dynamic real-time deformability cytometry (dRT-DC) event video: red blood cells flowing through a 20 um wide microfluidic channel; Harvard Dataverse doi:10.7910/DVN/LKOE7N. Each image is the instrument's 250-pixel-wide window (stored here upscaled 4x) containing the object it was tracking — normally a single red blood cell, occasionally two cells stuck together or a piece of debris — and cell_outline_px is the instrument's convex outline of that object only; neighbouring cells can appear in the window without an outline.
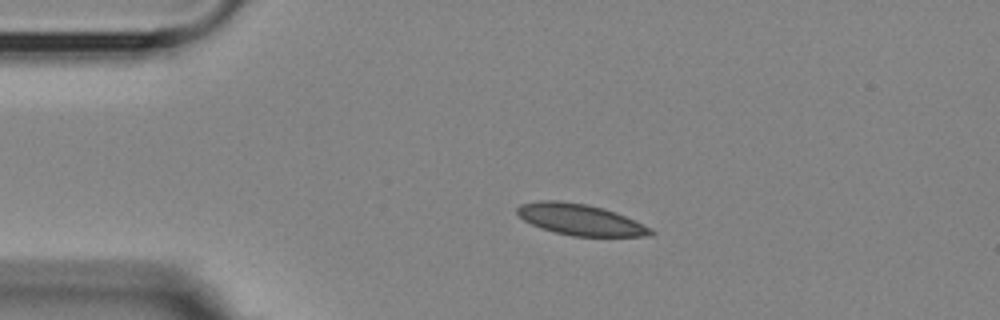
{"species": "Egyptian fruit bat (a non-hibernating species)", "species_latin": "Rousettus aegyptiacus", "temperature_condition": "room temperature", "stored_images_in_passage": 45, "camera_frame_rate_fps": 3000, "um_per_image_px": 0.085, "animal": {"sex": "female"}, "frame": {"image": 1, "passage_image": 1, "time_ms": 0.0, "image_size_px": [1000, 320], "cell_outline_px": [[656, 232], [652, 236], [572, 236], [540, 228], [524, 220], [516, 212], [516, 208], [520, 204], [536, 200], [560, 200], [588, 204], [604, 208], [624, 216], [652, 228]], "centroid_in_image_um": [49.31, 18.66], "position_along_channel_um": 35.7, "area_um2": 24.33}}
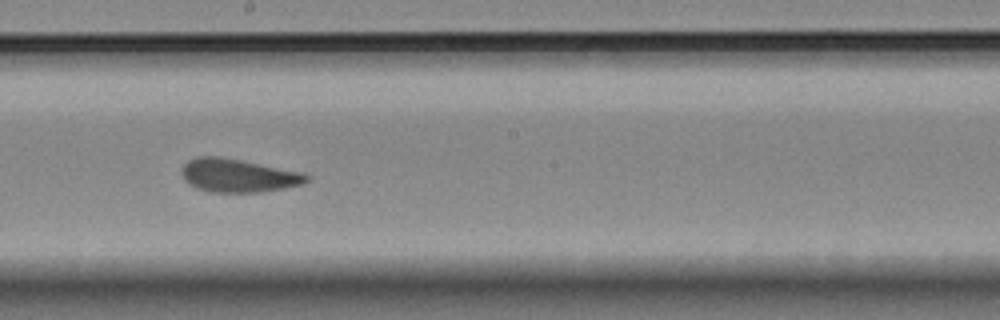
{"frame": {"image": 2, "passage_image": 20, "time_ms": 6.333, "image_size_px": [1000, 320], "cell_outline_px": [[308, 180], [304, 184], [284, 188], [260, 192], [212, 192], [196, 188], [184, 180], [180, 172], [184, 164], [188, 160], [196, 156], [216, 156], [240, 160], [304, 172], [308, 176]], "centroid_in_image_um": [20.23, 14.92], "position_along_channel_um": 228.0, "area_um2": 24.28}}
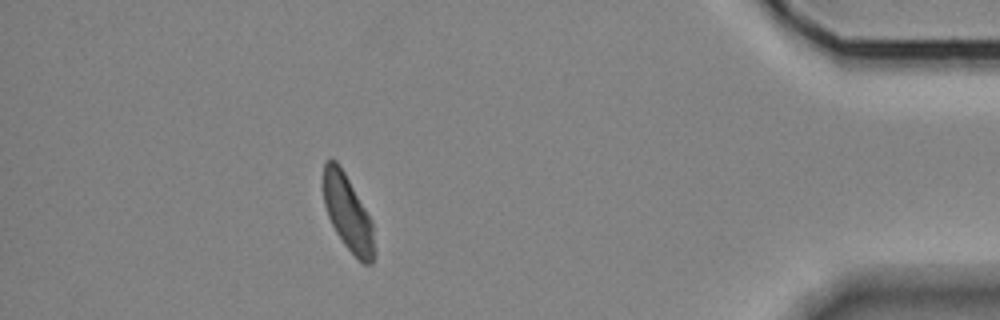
{"frame": {"image": 3, "passage_image": 39, "time_ms": 12.667, "image_size_px": [1000, 320], "cell_outline_px": [[376, 252], [372, 264], [364, 264], [344, 244], [336, 232], [328, 216], [324, 204], [320, 184], [324, 164], [328, 160], [336, 160], [344, 172], [372, 220]], "centroid_in_image_um": [29.54, 18.08], "position_along_channel_um": 405.7, "area_um2": 22.77}, "authors_computed_cell_mechanics": {"area_um2": 24.1604, "velocity_mm_per_s": 3.5674, "shape_relaxation_time_tau1_ms": 5.4927, "shape_relaxation_time_tau2_ms": 1.6069, "deformation_change_tau1": 0.1374, "deformation_change_tau2": 0.0769}}